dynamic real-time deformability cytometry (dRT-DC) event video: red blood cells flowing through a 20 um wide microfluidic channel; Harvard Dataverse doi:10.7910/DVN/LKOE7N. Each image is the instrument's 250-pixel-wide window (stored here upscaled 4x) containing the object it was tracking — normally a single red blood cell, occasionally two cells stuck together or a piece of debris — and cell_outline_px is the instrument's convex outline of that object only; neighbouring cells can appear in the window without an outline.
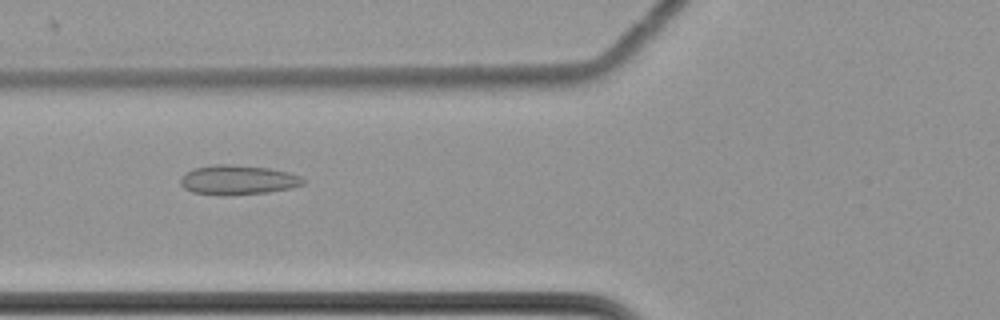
{"species": "common noctule bat (a hibernating species)", "species_latin": "Nyctalus noctula", "temperature_condition": "cold", "stored_images_in_passage": 61, "camera_frame_rate_fps": 3000, "um_per_image_px": 0.085, "animal": {"sex": "female", "body_mass_g": 22.7, "forearm_length_mm": 54.2}, "frame": {"image": 1, "passage_image": 25, "time_ms": 8.0, "image_size_px": [1000, 320], "cell_outline_px": [[304, 184], [292, 188], [268, 192], [228, 196], [220, 196], [192, 192], [184, 188], [180, 184], [180, 180], [184, 172], [196, 168], [212, 164], [232, 164], [268, 168], [288, 172], [300, 176], [304, 180]], "centroid_in_image_um": [20.19, 15.3], "position_along_channel_um": 105.6, "area_um2": 21.39}}
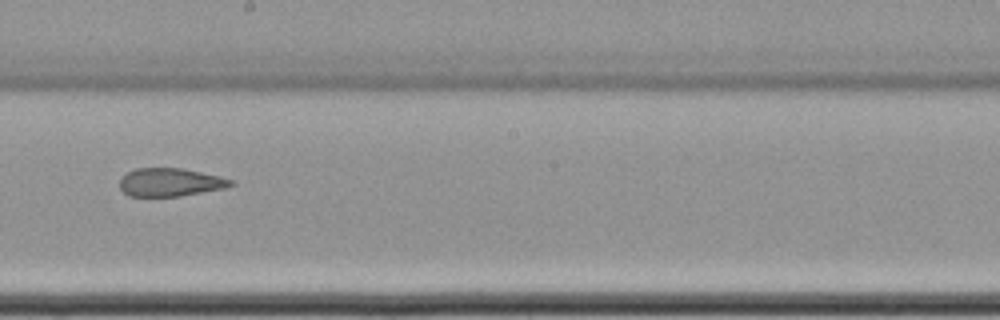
{"frame": {"image": 2, "passage_image": 36, "time_ms": 11.667, "image_size_px": [1000, 320], "cell_outline_px": [[236, 184], [224, 188], [180, 196], [128, 196], [120, 188], [120, 180], [128, 172], [136, 168], [180, 168], [220, 176], [236, 180]], "centroid_in_image_um": [14.51, 15.49], "position_along_channel_um": 233.7, "area_um2": 18.21}}
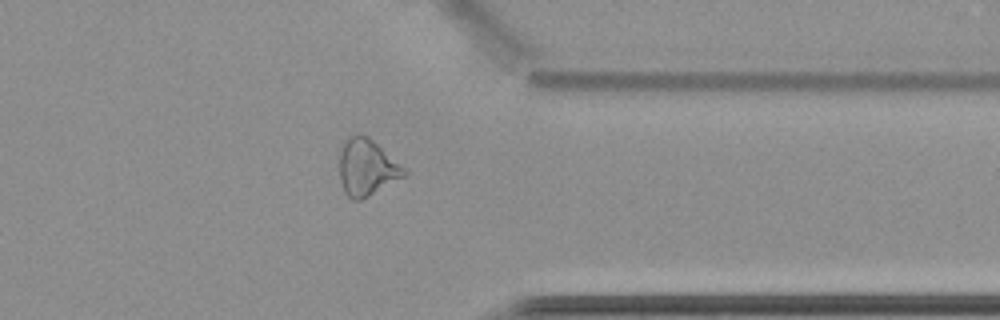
{"frame": {"image": 3, "passage_image": 49, "time_ms": 16.0, "image_size_px": [1000, 320], "cell_outline_px": [[408, 172], [404, 176], [368, 196], [360, 200], [352, 200], [344, 192], [340, 180], [340, 152], [344, 140], [348, 136], [360, 132], [368, 136], [404, 168]], "centroid_in_image_um": [31.13, 14.21], "position_along_channel_um": 380.3, "area_um2": 21.1}, "authors_computed_cell_mechanics": {"area_um2": 23.12, "velocity_mm_per_s": 3.5006, "shape_relaxation_time_tau1_ms": null, "shape_relaxation_time_tau2_ms": 2.349, "deformation_change_tau1": null, "deformation_change_tau2": 0.0964}}